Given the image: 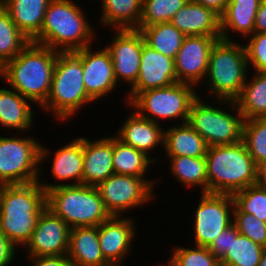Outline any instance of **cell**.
<instances>
[{"label": "cell", "mask_w": 266, "mask_h": 266, "mask_svg": "<svg viewBox=\"0 0 266 266\" xmlns=\"http://www.w3.org/2000/svg\"><path fill=\"white\" fill-rule=\"evenodd\" d=\"M46 208V191L39 181L0 185V231L15 246L29 242Z\"/></svg>", "instance_id": "1"}, {"label": "cell", "mask_w": 266, "mask_h": 266, "mask_svg": "<svg viewBox=\"0 0 266 266\" xmlns=\"http://www.w3.org/2000/svg\"><path fill=\"white\" fill-rule=\"evenodd\" d=\"M57 51L30 42L15 58L6 62L0 74L14 91L43 105L50 92Z\"/></svg>", "instance_id": "2"}, {"label": "cell", "mask_w": 266, "mask_h": 266, "mask_svg": "<svg viewBox=\"0 0 266 266\" xmlns=\"http://www.w3.org/2000/svg\"><path fill=\"white\" fill-rule=\"evenodd\" d=\"M205 160L208 193L234 195L256 184L257 165L242 141L209 146Z\"/></svg>", "instance_id": "3"}, {"label": "cell", "mask_w": 266, "mask_h": 266, "mask_svg": "<svg viewBox=\"0 0 266 266\" xmlns=\"http://www.w3.org/2000/svg\"><path fill=\"white\" fill-rule=\"evenodd\" d=\"M41 186L46 191L47 208L63 219L71 229L99 226L111 216L105 209L95 186L82 184H42Z\"/></svg>", "instance_id": "4"}, {"label": "cell", "mask_w": 266, "mask_h": 266, "mask_svg": "<svg viewBox=\"0 0 266 266\" xmlns=\"http://www.w3.org/2000/svg\"><path fill=\"white\" fill-rule=\"evenodd\" d=\"M82 13L70 0H51L41 31L32 42L54 51L63 46L60 52H75L88 47L93 32Z\"/></svg>", "instance_id": "5"}, {"label": "cell", "mask_w": 266, "mask_h": 266, "mask_svg": "<svg viewBox=\"0 0 266 266\" xmlns=\"http://www.w3.org/2000/svg\"><path fill=\"white\" fill-rule=\"evenodd\" d=\"M90 101L94 100L85 90L81 59L74 52H58L43 108L53 109L55 116L64 120Z\"/></svg>", "instance_id": "6"}, {"label": "cell", "mask_w": 266, "mask_h": 266, "mask_svg": "<svg viewBox=\"0 0 266 266\" xmlns=\"http://www.w3.org/2000/svg\"><path fill=\"white\" fill-rule=\"evenodd\" d=\"M248 61L245 47L231 40L218 39L209 56L210 90L220 100L234 101L246 83Z\"/></svg>", "instance_id": "7"}, {"label": "cell", "mask_w": 266, "mask_h": 266, "mask_svg": "<svg viewBox=\"0 0 266 266\" xmlns=\"http://www.w3.org/2000/svg\"><path fill=\"white\" fill-rule=\"evenodd\" d=\"M30 138L0 137V185L38 181L37 164L48 151Z\"/></svg>", "instance_id": "8"}, {"label": "cell", "mask_w": 266, "mask_h": 266, "mask_svg": "<svg viewBox=\"0 0 266 266\" xmlns=\"http://www.w3.org/2000/svg\"><path fill=\"white\" fill-rule=\"evenodd\" d=\"M196 98L191 105L187 123L199 133L208 146L229 145L242 141L244 116L238 117L201 102Z\"/></svg>", "instance_id": "9"}, {"label": "cell", "mask_w": 266, "mask_h": 266, "mask_svg": "<svg viewBox=\"0 0 266 266\" xmlns=\"http://www.w3.org/2000/svg\"><path fill=\"white\" fill-rule=\"evenodd\" d=\"M191 86L175 82L167 87L149 89L140 92L130 103L135 106L137 113L147 111L157 119L182 117L186 123L191 105L198 97Z\"/></svg>", "instance_id": "10"}, {"label": "cell", "mask_w": 266, "mask_h": 266, "mask_svg": "<svg viewBox=\"0 0 266 266\" xmlns=\"http://www.w3.org/2000/svg\"><path fill=\"white\" fill-rule=\"evenodd\" d=\"M152 185V181L141 177L112 174L96 188L107 212L119 217V212L149 201Z\"/></svg>", "instance_id": "11"}, {"label": "cell", "mask_w": 266, "mask_h": 266, "mask_svg": "<svg viewBox=\"0 0 266 266\" xmlns=\"http://www.w3.org/2000/svg\"><path fill=\"white\" fill-rule=\"evenodd\" d=\"M202 199L195 214V243L209 247L233 221L229 206L234 207L233 195L202 193Z\"/></svg>", "instance_id": "12"}, {"label": "cell", "mask_w": 266, "mask_h": 266, "mask_svg": "<svg viewBox=\"0 0 266 266\" xmlns=\"http://www.w3.org/2000/svg\"><path fill=\"white\" fill-rule=\"evenodd\" d=\"M221 36H185L174 59L177 82L197 84L206 77L211 49Z\"/></svg>", "instance_id": "13"}, {"label": "cell", "mask_w": 266, "mask_h": 266, "mask_svg": "<svg viewBox=\"0 0 266 266\" xmlns=\"http://www.w3.org/2000/svg\"><path fill=\"white\" fill-rule=\"evenodd\" d=\"M71 227L46 208L26 244L30 256L67 255ZM66 253V254H65Z\"/></svg>", "instance_id": "14"}, {"label": "cell", "mask_w": 266, "mask_h": 266, "mask_svg": "<svg viewBox=\"0 0 266 266\" xmlns=\"http://www.w3.org/2000/svg\"><path fill=\"white\" fill-rule=\"evenodd\" d=\"M143 35L137 29L118 30L113 43L107 46L112 62L116 82L121 77L132 86L136 83L140 71Z\"/></svg>", "instance_id": "15"}, {"label": "cell", "mask_w": 266, "mask_h": 266, "mask_svg": "<svg viewBox=\"0 0 266 266\" xmlns=\"http://www.w3.org/2000/svg\"><path fill=\"white\" fill-rule=\"evenodd\" d=\"M177 82L174 59L163 55L147 45L143 38L140 71L132 86L129 103L140 93L149 89L167 87Z\"/></svg>", "instance_id": "16"}, {"label": "cell", "mask_w": 266, "mask_h": 266, "mask_svg": "<svg viewBox=\"0 0 266 266\" xmlns=\"http://www.w3.org/2000/svg\"><path fill=\"white\" fill-rule=\"evenodd\" d=\"M89 47H84L74 53L82 61L85 90L93 100H97L107 92H111L118 82H116L109 51L104 48L92 54Z\"/></svg>", "instance_id": "17"}, {"label": "cell", "mask_w": 266, "mask_h": 266, "mask_svg": "<svg viewBox=\"0 0 266 266\" xmlns=\"http://www.w3.org/2000/svg\"><path fill=\"white\" fill-rule=\"evenodd\" d=\"M133 222L118 216H110L98 226L101 253L110 264H119L127 254L134 237Z\"/></svg>", "instance_id": "18"}, {"label": "cell", "mask_w": 266, "mask_h": 266, "mask_svg": "<svg viewBox=\"0 0 266 266\" xmlns=\"http://www.w3.org/2000/svg\"><path fill=\"white\" fill-rule=\"evenodd\" d=\"M113 137L95 142L83 138V177L82 185L97 186L114 174Z\"/></svg>", "instance_id": "19"}, {"label": "cell", "mask_w": 266, "mask_h": 266, "mask_svg": "<svg viewBox=\"0 0 266 266\" xmlns=\"http://www.w3.org/2000/svg\"><path fill=\"white\" fill-rule=\"evenodd\" d=\"M170 22L185 36H221L220 16L192 0Z\"/></svg>", "instance_id": "20"}, {"label": "cell", "mask_w": 266, "mask_h": 266, "mask_svg": "<svg viewBox=\"0 0 266 266\" xmlns=\"http://www.w3.org/2000/svg\"><path fill=\"white\" fill-rule=\"evenodd\" d=\"M154 119L144 113L133 112L122 125L117 138L147 155L148 150L164 142V131Z\"/></svg>", "instance_id": "21"}, {"label": "cell", "mask_w": 266, "mask_h": 266, "mask_svg": "<svg viewBox=\"0 0 266 266\" xmlns=\"http://www.w3.org/2000/svg\"><path fill=\"white\" fill-rule=\"evenodd\" d=\"M67 256L75 266L110 265L101 253L98 226L71 229Z\"/></svg>", "instance_id": "22"}, {"label": "cell", "mask_w": 266, "mask_h": 266, "mask_svg": "<svg viewBox=\"0 0 266 266\" xmlns=\"http://www.w3.org/2000/svg\"><path fill=\"white\" fill-rule=\"evenodd\" d=\"M51 0H0L16 27L32 41L41 31Z\"/></svg>", "instance_id": "23"}, {"label": "cell", "mask_w": 266, "mask_h": 266, "mask_svg": "<svg viewBox=\"0 0 266 266\" xmlns=\"http://www.w3.org/2000/svg\"><path fill=\"white\" fill-rule=\"evenodd\" d=\"M162 144L168 156L205 157L209 147L187 122L164 131Z\"/></svg>", "instance_id": "24"}, {"label": "cell", "mask_w": 266, "mask_h": 266, "mask_svg": "<svg viewBox=\"0 0 266 266\" xmlns=\"http://www.w3.org/2000/svg\"><path fill=\"white\" fill-rule=\"evenodd\" d=\"M262 0H229L220 16L221 39L230 40L226 29L245 35L254 33V23Z\"/></svg>", "instance_id": "25"}, {"label": "cell", "mask_w": 266, "mask_h": 266, "mask_svg": "<svg viewBox=\"0 0 266 266\" xmlns=\"http://www.w3.org/2000/svg\"><path fill=\"white\" fill-rule=\"evenodd\" d=\"M251 83H245L240 95L230 102L238 107L245 120L252 118H266V72H257Z\"/></svg>", "instance_id": "26"}, {"label": "cell", "mask_w": 266, "mask_h": 266, "mask_svg": "<svg viewBox=\"0 0 266 266\" xmlns=\"http://www.w3.org/2000/svg\"><path fill=\"white\" fill-rule=\"evenodd\" d=\"M52 174L59 181L76 180V184L81 185L83 177V138L73 140L56 152L53 160Z\"/></svg>", "instance_id": "27"}, {"label": "cell", "mask_w": 266, "mask_h": 266, "mask_svg": "<svg viewBox=\"0 0 266 266\" xmlns=\"http://www.w3.org/2000/svg\"><path fill=\"white\" fill-rule=\"evenodd\" d=\"M26 98L17 91L0 89V123L9 128L29 129L32 125V111Z\"/></svg>", "instance_id": "28"}, {"label": "cell", "mask_w": 266, "mask_h": 266, "mask_svg": "<svg viewBox=\"0 0 266 266\" xmlns=\"http://www.w3.org/2000/svg\"><path fill=\"white\" fill-rule=\"evenodd\" d=\"M137 30L142 33L147 45L172 59H175L185 38L171 22L138 27Z\"/></svg>", "instance_id": "29"}, {"label": "cell", "mask_w": 266, "mask_h": 266, "mask_svg": "<svg viewBox=\"0 0 266 266\" xmlns=\"http://www.w3.org/2000/svg\"><path fill=\"white\" fill-rule=\"evenodd\" d=\"M102 4L104 24L114 25L117 30L138 29L142 0H103Z\"/></svg>", "instance_id": "30"}, {"label": "cell", "mask_w": 266, "mask_h": 266, "mask_svg": "<svg viewBox=\"0 0 266 266\" xmlns=\"http://www.w3.org/2000/svg\"><path fill=\"white\" fill-rule=\"evenodd\" d=\"M153 161L145 153L123 143L116 136L113 137L112 163L114 174L144 178L148 165Z\"/></svg>", "instance_id": "31"}, {"label": "cell", "mask_w": 266, "mask_h": 266, "mask_svg": "<svg viewBox=\"0 0 266 266\" xmlns=\"http://www.w3.org/2000/svg\"><path fill=\"white\" fill-rule=\"evenodd\" d=\"M30 42L0 4V68L15 58Z\"/></svg>", "instance_id": "32"}, {"label": "cell", "mask_w": 266, "mask_h": 266, "mask_svg": "<svg viewBox=\"0 0 266 266\" xmlns=\"http://www.w3.org/2000/svg\"><path fill=\"white\" fill-rule=\"evenodd\" d=\"M171 170L177 179L187 185L202 186L208 193V177L205 157L169 156Z\"/></svg>", "instance_id": "33"}, {"label": "cell", "mask_w": 266, "mask_h": 266, "mask_svg": "<svg viewBox=\"0 0 266 266\" xmlns=\"http://www.w3.org/2000/svg\"><path fill=\"white\" fill-rule=\"evenodd\" d=\"M265 250L261 245L237 234L231 236L230 250L220 259L221 266H259Z\"/></svg>", "instance_id": "34"}, {"label": "cell", "mask_w": 266, "mask_h": 266, "mask_svg": "<svg viewBox=\"0 0 266 266\" xmlns=\"http://www.w3.org/2000/svg\"><path fill=\"white\" fill-rule=\"evenodd\" d=\"M235 206L233 213H248L262 222H266V188L258 184L236 192L233 195Z\"/></svg>", "instance_id": "35"}, {"label": "cell", "mask_w": 266, "mask_h": 266, "mask_svg": "<svg viewBox=\"0 0 266 266\" xmlns=\"http://www.w3.org/2000/svg\"><path fill=\"white\" fill-rule=\"evenodd\" d=\"M242 142L258 165L266 160V118H252L244 121Z\"/></svg>", "instance_id": "36"}, {"label": "cell", "mask_w": 266, "mask_h": 266, "mask_svg": "<svg viewBox=\"0 0 266 266\" xmlns=\"http://www.w3.org/2000/svg\"><path fill=\"white\" fill-rule=\"evenodd\" d=\"M188 0H142L139 27L170 22Z\"/></svg>", "instance_id": "37"}, {"label": "cell", "mask_w": 266, "mask_h": 266, "mask_svg": "<svg viewBox=\"0 0 266 266\" xmlns=\"http://www.w3.org/2000/svg\"><path fill=\"white\" fill-rule=\"evenodd\" d=\"M169 266H221V264L208 247L196 245V249H175Z\"/></svg>", "instance_id": "38"}, {"label": "cell", "mask_w": 266, "mask_h": 266, "mask_svg": "<svg viewBox=\"0 0 266 266\" xmlns=\"http://www.w3.org/2000/svg\"><path fill=\"white\" fill-rule=\"evenodd\" d=\"M233 224L239 234L266 248V222L248 213H233Z\"/></svg>", "instance_id": "39"}, {"label": "cell", "mask_w": 266, "mask_h": 266, "mask_svg": "<svg viewBox=\"0 0 266 266\" xmlns=\"http://www.w3.org/2000/svg\"><path fill=\"white\" fill-rule=\"evenodd\" d=\"M245 47L248 64H252L257 72H266V33L254 32Z\"/></svg>", "instance_id": "40"}, {"label": "cell", "mask_w": 266, "mask_h": 266, "mask_svg": "<svg viewBox=\"0 0 266 266\" xmlns=\"http://www.w3.org/2000/svg\"><path fill=\"white\" fill-rule=\"evenodd\" d=\"M238 231L234 224L225 229L208 247L209 251L219 260L230 250L231 236H237Z\"/></svg>", "instance_id": "41"}, {"label": "cell", "mask_w": 266, "mask_h": 266, "mask_svg": "<svg viewBox=\"0 0 266 266\" xmlns=\"http://www.w3.org/2000/svg\"><path fill=\"white\" fill-rule=\"evenodd\" d=\"M34 266H75L67 255L32 256Z\"/></svg>", "instance_id": "42"}, {"label": "cell", "mask_w": 266, "mask_h": 266, "mask_svg": "<svg viewBox=\"0 0 266 266\" xmlns=\"http://www.w3.org/2000/svg\"><path fill=\"white\" fill-rule=\"evenodd\" d=\"M15 245L0 231V266H7L14 257Z\"/></svg>", "instance_id": "43"}, {"label": "cell", "mask_w": 266, "mask_h": 266, "mask_svg": "<svg viewBox=\"0 0 266 266\" xmlns=\"http://www.w3.org/2000/svg\"><path fill=\"white\" fill-rule=\"evenodd\" d=\"M254 32L266 33V0H262L255 17Z\"/></svg>", "instance_id": "44"}, {"label": "cell", "mask_w": 266, "mask_h": 266, "mask_svg": "<svg viewBox=\"0 0 266 266\" xmlns=\"http://www.w3.org/2000/svg\"><path fill=\"white\" fill-rule=\"evenodd\" d=\"M202 6L213 10L216 14L221 16L229 2V0H192Z\"/></svg>", "instance_id": "45"}, {"label": "cell", "mask_w": 266, "mask_h": 266, "mask_svg": "<svg viewBox=\"0 0 266 266\" xmlns=\"http://www.w3.org/2000/svg\"><path fill=\"white\" fill-rule=\"evenodd\" d=\"M256 184L266 188V160L257 165Z\"/></svg>", "instance_id": "46"}, {"label": "cell", "mask_w": 266, "mask_h": 266, "mask_svg": "<svg viewBox=\"0 0 266 266\" xmlns=\"http://www.w3.org/2000/svg\"><path fill=\"white\" fill-rule=\"evenodd\" d=\"M259 266H266V248L261 255Z\"/></svg>", "instance_id": "47"}, {"label": "cell", "mask_w": 266, "mask_h": 266, "mask_svg": "<svg viewBox=\"0 0 266 266\" xmlns=\"http://www.w3.org/2000/svg\"><path fill=\"white\" fill-rule=\"evenodd\" d=\"M109 266H120L119 264H113V265H109Z\"/></svg>", "instance_id": "48"}]
</instances>
